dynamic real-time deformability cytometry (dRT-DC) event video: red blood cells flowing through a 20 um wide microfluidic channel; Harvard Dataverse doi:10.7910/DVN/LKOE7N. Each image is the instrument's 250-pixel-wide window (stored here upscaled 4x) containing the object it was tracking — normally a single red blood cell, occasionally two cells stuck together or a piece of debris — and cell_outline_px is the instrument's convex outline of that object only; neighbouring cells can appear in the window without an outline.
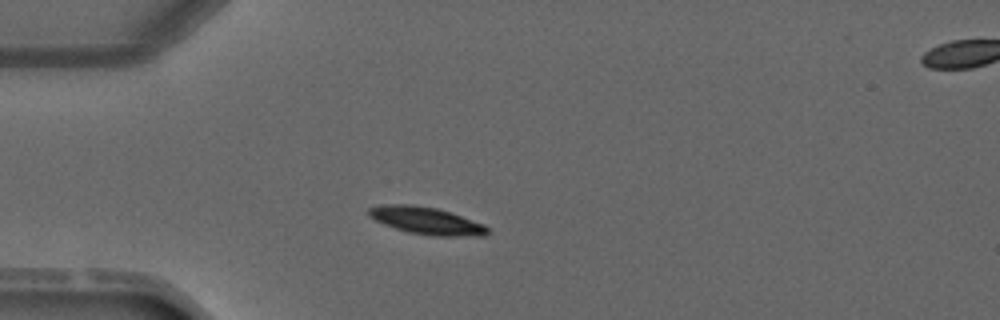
{"species": "common noctule bat (a hibernating species)", "species_latin": "Nyctalus noctula", "temperature_condition": "warm", "stored_images_in_passage": 3, "segment_of_instrument_passage": [1, 2], "camera_frame_rate_fps": 3000, "um_per_image_px": 0.085, "animal": {"sex": "male", "forearm_length_mm": 52.5}, "frame": {"image": 1, "passage_image": 2, "time_ms": 1.333, "image_size_px": [1000, 320], "cell_outline_px": [[488, 232], [484, 236], [432, 236], [408, 232], [384, 224], [368, 216], [368, 208], [384, 204], [412, 204], [436, 208], [484, 224], [488, 228]], "centroid_in_image_um": [36.22, 18.76], "position_along_channel_um": 48.8, "area_um2": 18.73}}